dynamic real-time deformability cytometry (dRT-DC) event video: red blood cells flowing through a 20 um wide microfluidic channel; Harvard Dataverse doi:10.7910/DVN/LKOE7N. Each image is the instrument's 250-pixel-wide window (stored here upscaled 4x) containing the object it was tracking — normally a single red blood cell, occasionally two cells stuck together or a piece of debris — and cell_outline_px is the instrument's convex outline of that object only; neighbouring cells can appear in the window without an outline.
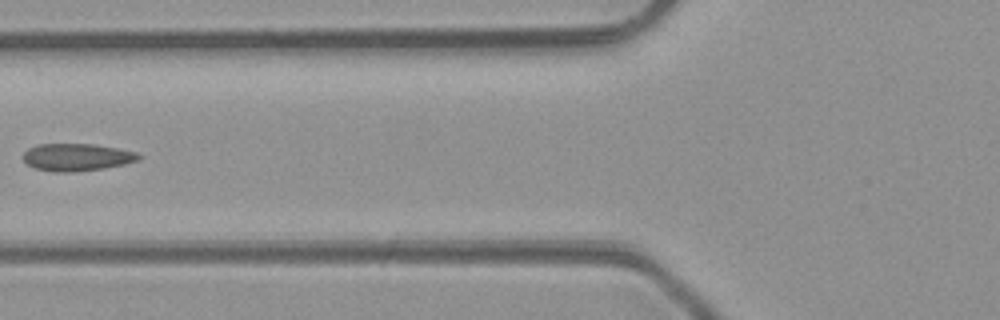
{"species": "common noctule bat (a hibernating species)", "species_latin": "Nyctalus noctula", "temperature_condition": "room temperature", "stored_images_in_passage": 5, "camera_frame_rate_fps": 3000, "um_per_image_px": 0.085, "animal": {"sex": "male", "body_mass_g": 23.1, "forearm_length_mm": 52.7}, "frame": {"image": 1, "passage_image": 5, "time_ms": 4.667, "image_size_px": [1000, 320], "cell_outline_px": [[144, 156], [140, 160], [124, 164], [104, 168], [72, 172], [52, 172], [36, 168], [28, 164], [24, 160], [24, 152], [28, 148], [36, 144], [92, 144], [116, 148], [136, 152]], "centroid_in_image_um": [6.55, 13.36], "position_along_channel_um": 119.3, "area_um2": 18.44}}